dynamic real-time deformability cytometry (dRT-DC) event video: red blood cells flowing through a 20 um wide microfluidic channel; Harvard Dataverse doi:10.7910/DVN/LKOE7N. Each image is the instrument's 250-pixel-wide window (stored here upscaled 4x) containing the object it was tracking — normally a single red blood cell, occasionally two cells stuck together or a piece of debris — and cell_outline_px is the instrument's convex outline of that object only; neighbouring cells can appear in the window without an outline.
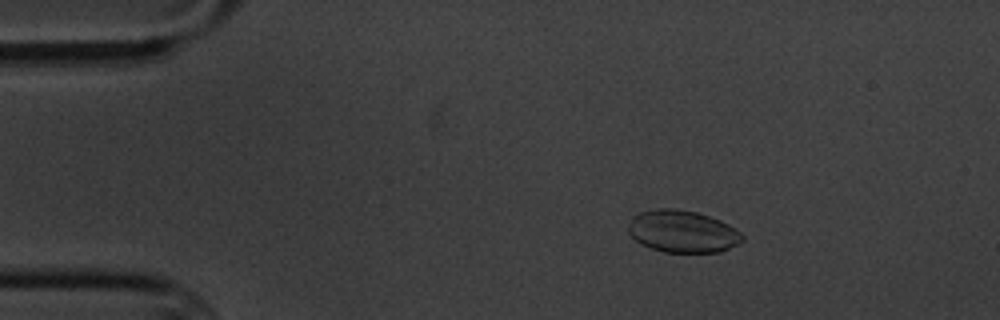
{"species": "common noctule bat (a hibernating species)", "species_latin": "Nyctalus noctula", "temperature_condition": "cold", "stored_images_in_passage": 4, "camera_frame_rate_fps": 3000, "um_per_image_px": 0.085, "animal": {"sex": "male", "body_mass_g": 20.1, "forearm_length_mm": 53.5}, "frame": {"image": 1, "passage_image": 3, "time_ms": 2.333, "image_size_px": [1000, 320], "cell_outline_px": [[744, 240], [720, 252], [664, 252], [640, 244], [628, 232], [628, 228], [632, 216], [640, 212], [656, 208], [676, 208], [696, 212], [720, 220], [736, 228], [744, 236]], "centroid_in_image_um": [58.01, 19.66], "position_along_channel_um": 27.0, "area_um2": 28.03}}